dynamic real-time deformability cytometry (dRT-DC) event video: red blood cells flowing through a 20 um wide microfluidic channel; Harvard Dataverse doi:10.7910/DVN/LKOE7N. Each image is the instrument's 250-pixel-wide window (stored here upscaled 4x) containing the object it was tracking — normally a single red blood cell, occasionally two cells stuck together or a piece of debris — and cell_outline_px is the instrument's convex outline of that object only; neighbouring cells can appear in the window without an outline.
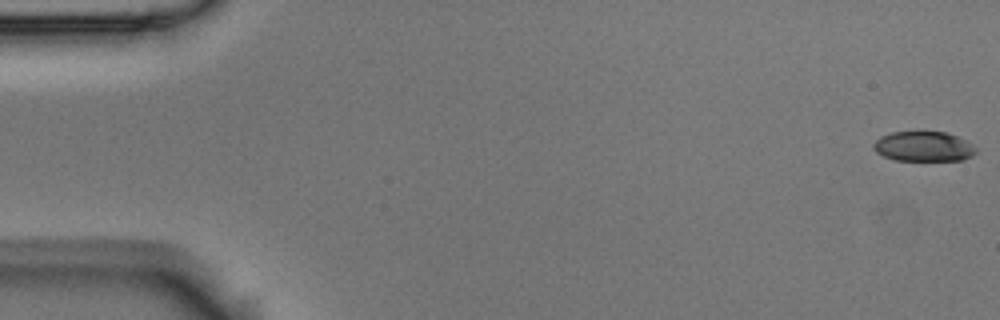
{"species": "Egyptian fruit bat (a non-hibernating species)", "species_latin": "Rousettus aegyptiacus", "temperature_condition": "room temperature", "stored_images_in_passage": 55, "camera_frame_rate_fps": 3000, "um_per_image_px": 0.085, "animal": {"sex": "male"}, "frame": {"image": 1, "passage_image": 1, "time_ms": 0.0, "image_size_px": [1000, 320], "cell_outline_px": [[976, 152], [972, 156], [964, 160], [896, 160], [884, 156], [876, 152], [872, 148], [872, 144], [880, 136], [892, 132], [948, 132], [964, 140], [976, 148]], "centroid_in_image_um": [78.48, 12.45], "position_along_channel_um": 6.5, "area_um2": 17.8}}
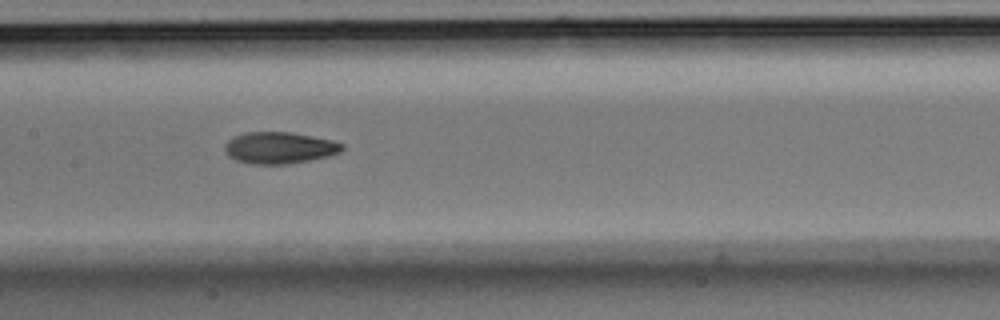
{"frame": {"image": 2, "passage_image": 27, "time_ms": 8.667, "image_size_px": [1000, 320], "cell_outline_px": [[344, 148], [340, 152], [328, 156], [288, 164], [252, 164], [236, 160], [228, 156], [224, 152], [224, 144], [228, 140], [236, 136], [248, 132], [292, 132], [332, 140], [344, 144]], "centroid_in_image_um": [23.74, 12.56], "position_along_channel_um": 183.7, "area_um2": 21.62}}
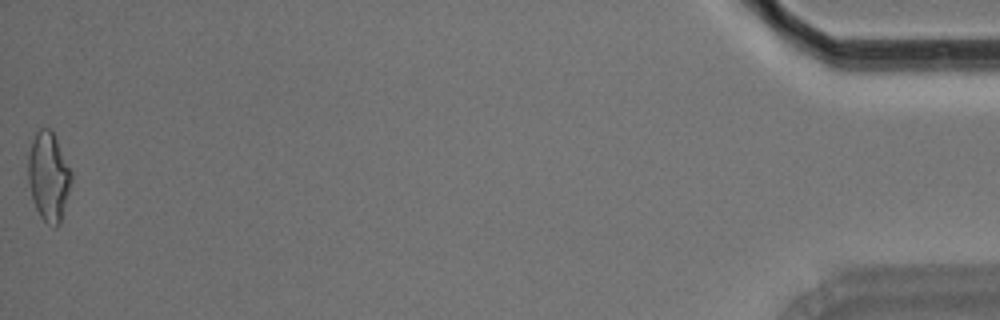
{"frame": {"image": 3, "passage_image": 55, "time_ms": 18.0, "image_size_px": [1000, 320], "cell_outline_px": [[72, 180], [60, 224], [56, 228], [48, 224], [40, 216], [32, 200], [28, 180], [28, 156], [32, 140], [36, 132], [40, 128], [48, 128], [52, 132], [72, 172]], "centroid_in_image_um": [4.12, 15.04], "position_along_channel_um": 431.1, "area_um2": 22.25}, "authors_computed_cell_mechanics": {"area_um2": 21.097, "velocity_mm_per_s": 3.699, "shape_relaxation_time_tau1_ms": 4.9621, "shape_relaxation_time_tau2_ms": 3.4972, "deformation_change_tau1": 0.1529, "deformation_change_tau2": 0.1054}}